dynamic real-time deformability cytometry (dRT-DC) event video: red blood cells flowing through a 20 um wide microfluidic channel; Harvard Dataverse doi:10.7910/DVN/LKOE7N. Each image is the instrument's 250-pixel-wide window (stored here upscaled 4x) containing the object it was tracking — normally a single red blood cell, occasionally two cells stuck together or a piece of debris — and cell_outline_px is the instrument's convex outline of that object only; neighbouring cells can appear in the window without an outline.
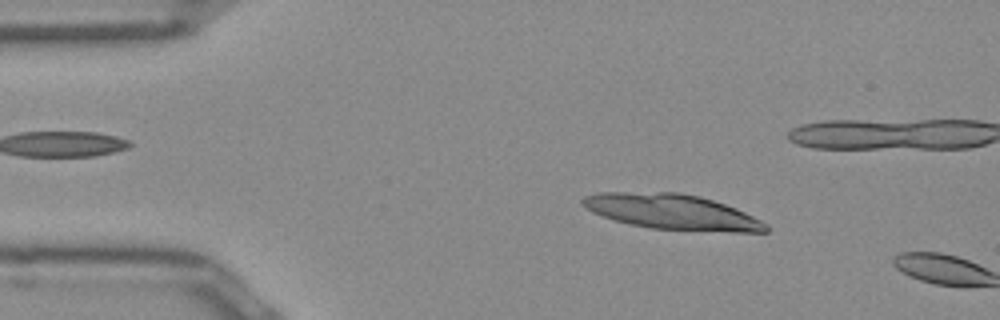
{"species": "Egyptian fruit bat (a non-hibernating species)", "species_latin": "Rousettus aegyptiacus", "temperature_condition": "room temperature", "stored_images_in_passage": 9, "camera_frame_rate_fps": 3000, "um_per_image_px": 0.085, "frame": {"image": 1, "passage_image": 7, "time_ms": 2.0, "image_size_px": [1000, 320], "cell_outline_px": [[768, 232], [732, 232], [648, 228], [616, 220], [592, 212], [580, 200], [584, 196], [596, 192], [676, 192], [700, 196], [736, 208], [768, 224]], "centroid_in_image_um": [57.14, 18.0], "position_along_channel_um": 27.9, "area_um2": 37.4}}